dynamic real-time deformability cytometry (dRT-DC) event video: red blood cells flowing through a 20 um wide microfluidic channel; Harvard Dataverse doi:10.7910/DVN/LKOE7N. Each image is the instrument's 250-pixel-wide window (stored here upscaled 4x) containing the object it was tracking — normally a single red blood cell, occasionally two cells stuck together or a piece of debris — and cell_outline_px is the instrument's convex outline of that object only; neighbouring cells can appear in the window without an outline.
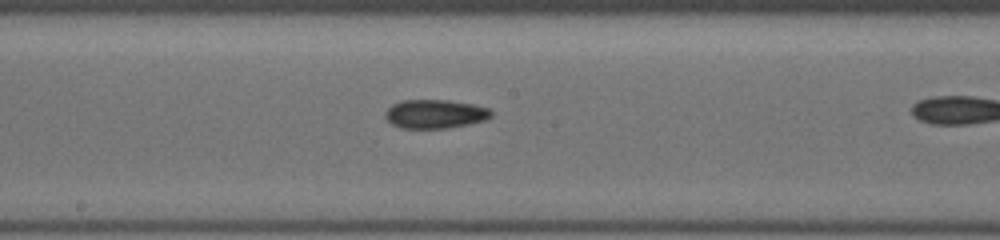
{"species": "common noctule bat (a hibernating species)", "species_latin": "Nyctalus noctula", "temperature_condition": "cold", "stored_images_in_passage": 19, "camera_frame_rate_fps": 3000, "um_per_image_px": 0.085, "animal": {"sex": "female", "body_mass_g": 19.5, "forearm_length_mm": 54.1}, "frame": {"image": 1, "passage_image": 9, "time_ms": 6.667, "image_size_px": [1000, 240], "cell_outline_px": [[492, 116], [488, 120], [448, 128], [400, 128], [392, 124], [384, 116], [384, 112], [392, 104], [404, 100], [448, 100], [472, 104], [488, 108], [492, 112]], "centroid_in_image_um": [36.98, 9.69], "position_along_channel_um": 211.2, "area_um2": 17.86}}